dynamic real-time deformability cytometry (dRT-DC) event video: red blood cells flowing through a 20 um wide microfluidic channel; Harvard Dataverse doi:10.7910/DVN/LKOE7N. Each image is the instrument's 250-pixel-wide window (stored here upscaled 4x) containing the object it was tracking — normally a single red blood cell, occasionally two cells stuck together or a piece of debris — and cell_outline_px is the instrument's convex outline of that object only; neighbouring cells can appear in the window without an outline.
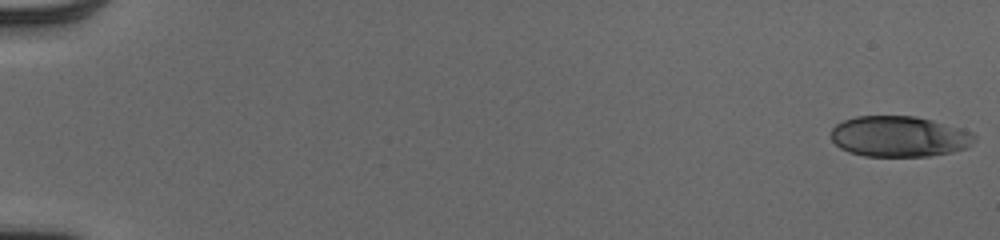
{"species": "human", "species_latin": "Homo sapiens", "temperature_condition": "cold", "stored_images_in_passage": 53, "camera_frame_rate_fps": 3000, "um_per_image_px": 0.085, "donor": {"sex": "male"}, "frame": {"image": 1, "passage_image": 1, "time_ms": 0.0, "image_size_px": [1000, 240], "cell_outline_px": [[976, 140], [968, 148], [952, 152], [928, 156], [864, 156], [848, 152], [840, 148], [832, 140], [832, 128], [836, 124], [844, 120], [856, 116], [916, 116], [932, 120], [960, 128], [972, 132], [976, 136]], "centroid_in_image_um": [76.45, 11.6], "position_along_channel_um": 8.6, "area_um2": 34.22}}
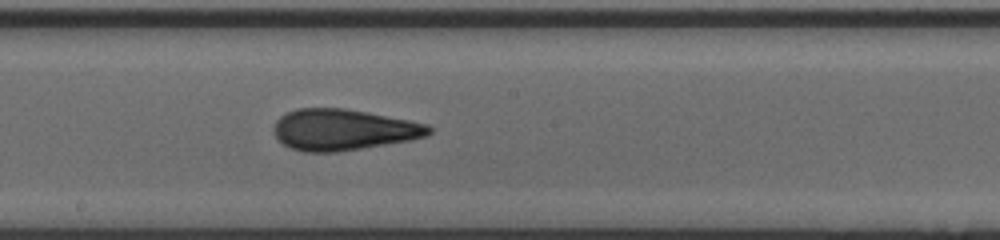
{"frame": {"image": 2, "passage_image": 31, "time_ms": 10.0, "image_size_px": [1000, 240], "cell_outline_px": [[432, 132], [428, 136], [412, 140], [336, 152], [304, 152], [292, 148], [284, 144], [276, 136], [272, 128], [276, 120], [280, 116], [296, 108], [344, 108], [368, 112], [428, 124], [432, 128]], "centroid_in_image_um": [29.19, 11.02], "position_along_channel_um": 219.0, "area_um2": 37.22}}
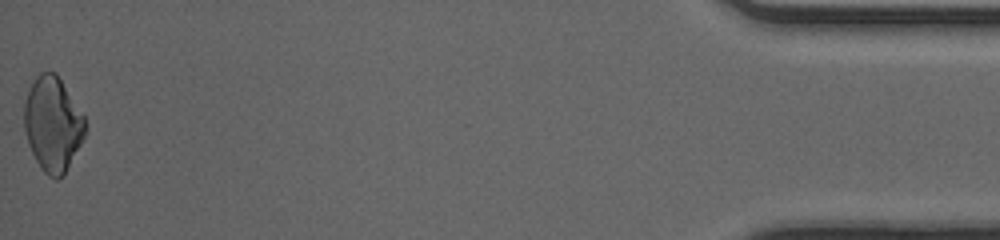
{"frame": {"image": 3, "passage_image": 53, "time_ms": 17.333, "image_size_px": [1000, 240], "cell_outline_px": [[84, 136], [80, 144], [64, 172], [56, 180], [48, 176], [40, 168], [28, 144], [24, 128], [24, 100], [32, 80], [40, 72], [56, 72], [84, 116]], "centroid_in_image_um": [4.44, 10.51], "position_along_channel_um": 430.8, "area_um2": 33.23}, "authors_computed_cell_mechanics": {"area_um2": 35.6048, "velocity_mm_per_s": 4.0387, "shape_relaxation_time_tau1_ms": 7.7243, "shape_relaxation_time_tau2_ms": 1.7089, "deformation_change_tau1": 0.2101, "deformation_change_tau2": 0.0918}}